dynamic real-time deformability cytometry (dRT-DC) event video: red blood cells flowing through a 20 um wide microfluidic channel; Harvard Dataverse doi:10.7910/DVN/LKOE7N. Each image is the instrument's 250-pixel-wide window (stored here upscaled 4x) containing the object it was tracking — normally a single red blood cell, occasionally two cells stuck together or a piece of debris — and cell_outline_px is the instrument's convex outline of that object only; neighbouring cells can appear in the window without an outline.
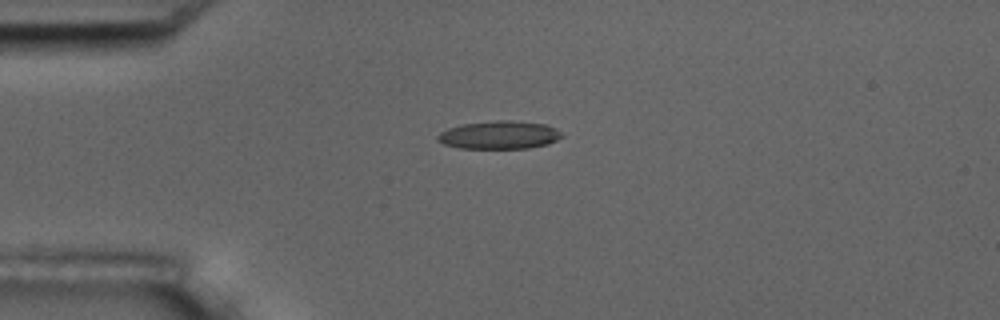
{"species": "common noctule bat (a hibernating species)", "species_latin": "Nyctalus noctula", "temperature_condition": "room temperature", "stored_images_in_passage": 12, "camera_frame_rate_fps": 3000, "um_per_image_px": 0.085, "animal": {"sex": "male", "body_mass_g": 17.5, "forearm_length_mm": 52.3}, "frame": {"image": 1, "passage_image": 1, "time_ms": 0.0, "image_size_px": [1000, 320], "cell_outline_px": [[564, 136], [548, 144], [528, 148], [460, 148], [444, 144], [436, 140], [436, 136], [440, 132], [448, 128], [460, 124], [496, 120], [512, 120], [544, 124], [556, 128]], "centroid_in_image_um": [42.42, 11.46], "position_along_channel_um": 42.6, "area_um2": 20.4}}
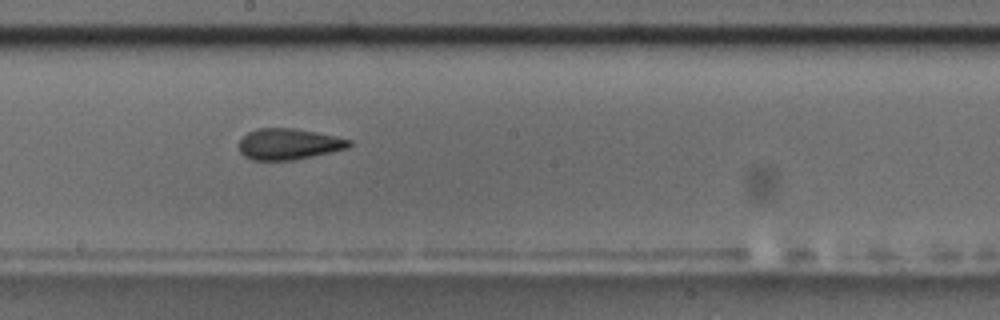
{"frame": {"image": 2, "passage_image": 6, "time_ms": 1.667, "image_size_px": [1000, 320], "cell_outline_px": [[352, 144], [348, 148], [296, 160], [252, 160], [244, 156], [240, 152], [240, 140], [248, 132], [256, 128], [296, 128], [336, 136], [352, 140]], "centroid_in_image_um": [24.56, 12.24], "position_along_channel_um": 223.6, "area_um2": 20.06}}
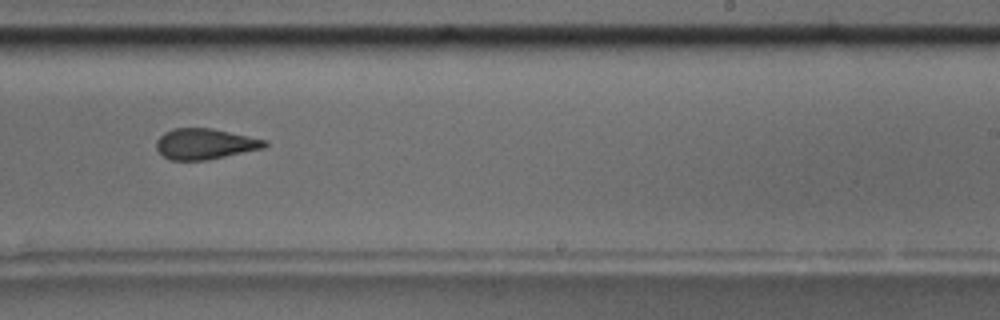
{"frame": {"image": 3, "passage_image": 7, "time_ms": 2.0, "image_size_px": [1000, 320], "cell_outline_px": [[268, 144], [264, 148], [208, 160], [168, 160], [156, 148], [156, 140], [164, 132], [172, 128], [212, 128], [268, 140]], "centroid_in_image_um": [17.42, 12.23], "position_along_channel_um": 271.6, "area_um2": 19.54}}